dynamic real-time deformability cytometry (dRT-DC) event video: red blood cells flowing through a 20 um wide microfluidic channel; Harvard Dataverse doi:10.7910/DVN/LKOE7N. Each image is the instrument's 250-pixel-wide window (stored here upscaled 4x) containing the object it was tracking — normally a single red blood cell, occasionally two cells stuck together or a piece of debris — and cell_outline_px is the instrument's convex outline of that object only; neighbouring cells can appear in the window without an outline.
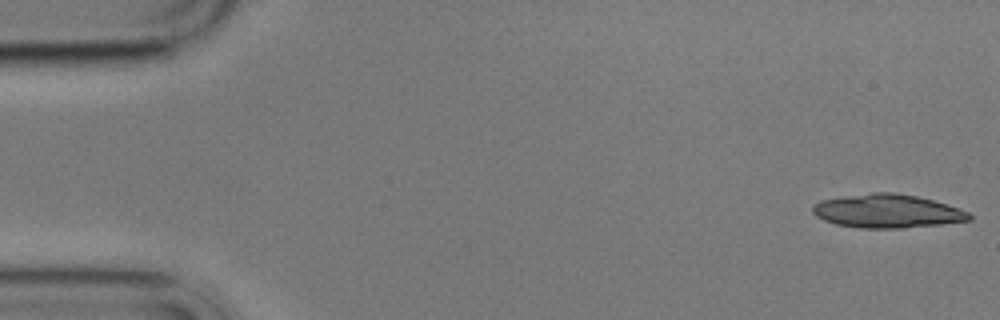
{"species": "common noctule bat (a hibernating species)", "species_latin": "Nyctalus noctula", "temperature_condition": "cold", "stored_images_in_passage": 2, "camera_frame_rate_fps": 3000, "um_per_image_px": 0.085, "animal": {"sex": "male", "body_mass_g": 17.9}, "frame": {"image": 1, "passage_image": 2, "time_ms": 1.333, "image_size_px": [1000, 320], "cell_outline_px": [[972, 220], [940, 224], [904, 228], [860, 228], [836, 224], [824, 220], [816, 216], [812, 212], [812, 204], [820, 200], [844, 196], [872, 192], [892, 192], [916, 196], [932, 200], [968, 212], [972, 216]], "centroid_in_image_um": [75.37, 17.94], "position_along_channel_um": 9.6, "area_um2": 30.52}}